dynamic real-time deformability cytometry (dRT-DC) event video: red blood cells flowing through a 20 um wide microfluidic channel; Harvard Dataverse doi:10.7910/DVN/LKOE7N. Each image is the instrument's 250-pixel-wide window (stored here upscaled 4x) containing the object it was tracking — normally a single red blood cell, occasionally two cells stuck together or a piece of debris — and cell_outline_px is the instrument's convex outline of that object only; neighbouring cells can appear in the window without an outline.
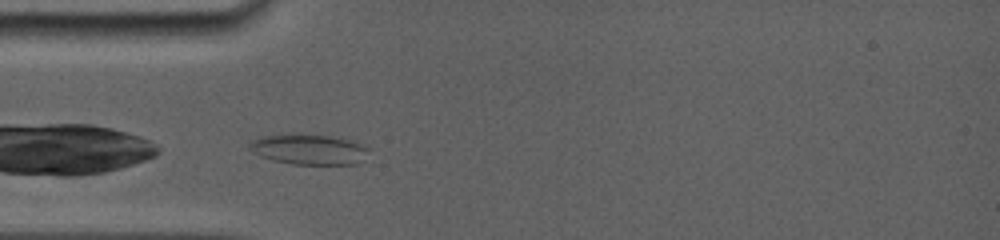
{"species": "common noctule bat (a hibernating species)", "species_latin": "Nyctalus noctula", "temperature_condition": "room temperature", "stored_images_in_passage": 28, "camera_frame_rate_fps": 5000, "um_per_image_px": 0.085, "animal": {"sex": "female", "body_mass_g": 19.0, "forearm_length_mm": 56.7}, "frame": {"image": 1, "passage_image": 1, "time_ms": 0.0, "image_size_px": [1000, 240], "cell_outline_px": [[368, 148], [356, 164], [292, 164], [272, 160], [260, 156], [248, 148], [248, 144], [252, 140], [264, 136], [288, 132], [328, 136], [348, 140], [360, 144]], "centroid_in_image_um": [26.13, 12.67], "position_along_channel_um": 58.9, "area_um2": 20.92}}
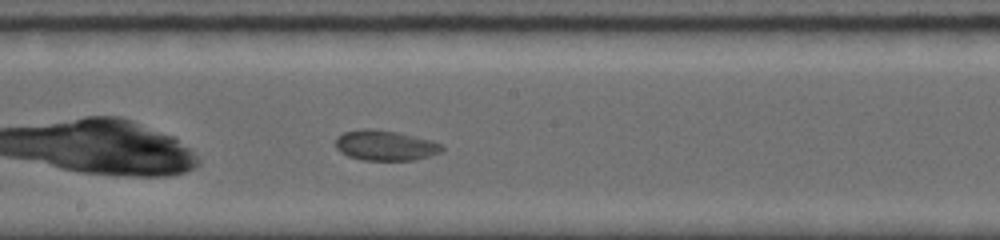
{"frame": {"image": 2, "passage_image": 17, "time_ms": 4.2, "image_size_px": [1000, 240], "cell_outline_px": [[444, 148], [440, 152], [416, 160], [364, 160], [348, 156], [340, 152], [336, 148], [336, 136], [344, 132], [360, 128], [368, 128], [400, 132], [432, 140], [444, 144]], "centroid_in_image_um": [32.75, 12.35], "position_along_channel_um": 215.4, "area_um2": 19.02}}
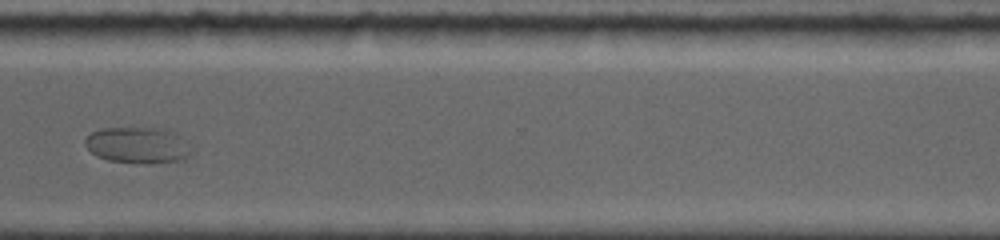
{"frame": {"image": 3, "passage_image": 25, "time_ms": 8.0, "image_size_px": [1000, 240], "cell_outline_px": [[192, 148], [188, 156], [184, 160], [108, 160], [96, 156], [84, 144], [84, 140], [92, 132], [100, 128], [168, 128], [176, 132]], "centroid_in_image_um": [11.7, 12.26], "position_along_channel_um": 358.9, "area_um2": 21.56}}